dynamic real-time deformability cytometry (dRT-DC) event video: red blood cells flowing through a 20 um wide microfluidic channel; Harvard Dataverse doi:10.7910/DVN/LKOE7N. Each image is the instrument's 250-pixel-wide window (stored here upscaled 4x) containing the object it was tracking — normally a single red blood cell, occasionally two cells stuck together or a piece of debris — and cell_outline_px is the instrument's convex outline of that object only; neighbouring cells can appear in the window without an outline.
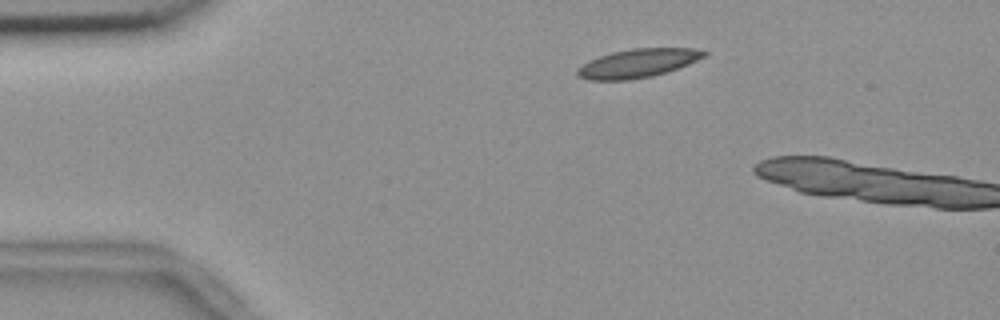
{"species": "common noctule bat (a hibernating species)", "species_latin": "Nyctalus noctula", "temperature_condition": "room temperature", "stored_images_in_passage": 2, "camera_frame_rate_fps": 3000, "um_per_image_px": 0.085, "animal": {"sex": "female", "body_mass_g": 18.4}, "frame": {"image": 1, "passage_image": 1, "time_ms": 0.0, "image_size_px": [1000, 320], "cell_outline_px": [[708, 52], [704, 56], [688, 64], [652, 76], [628, 80], [588, 80], [576, 76], [576, 68], [588, 60], [612, 52], [632, 48], [692, 48]], "centroid_in_image_um": [54.13, 5.38], "position_along_channel_um": 30.9, "area_um2": 21.04}}